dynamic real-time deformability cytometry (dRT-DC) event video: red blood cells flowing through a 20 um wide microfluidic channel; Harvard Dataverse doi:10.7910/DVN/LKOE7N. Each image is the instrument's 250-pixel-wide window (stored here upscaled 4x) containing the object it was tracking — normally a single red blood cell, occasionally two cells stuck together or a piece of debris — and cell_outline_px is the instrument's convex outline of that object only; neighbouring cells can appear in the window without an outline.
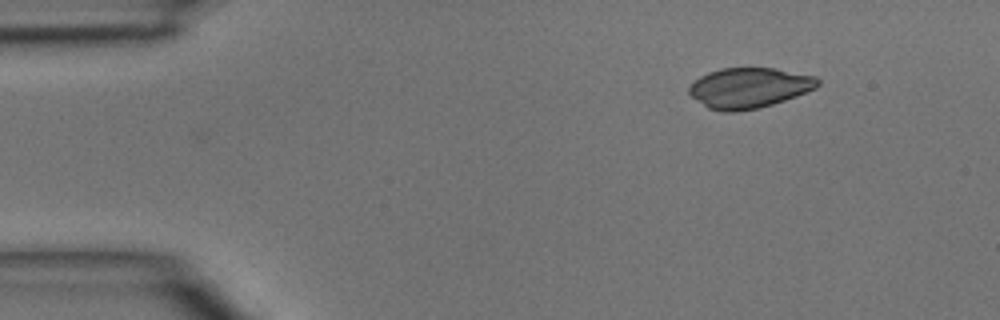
{"species": "common noctule bat (a hibernating species)", "species_latin": "Nyctalus noctula", "temperature_condition": "room temperature", "stored_images_in_passage": 2, "camera_frame_rate_fps": 3000, "um_per_image_px": 0.085, "animal": {"sex": "male", "body_mass_g": 15.6}, "frame": {"image": 1, "passage_image": 1, "time_ms": 0.0, "image_size_px": [1000, 320], "cell_outline_px": [[820, 84], [816, 88], [796, 96], [760, 108], [736, 112], [724, 112], [708, 108], [692, 96], [688, 92], [688, 88], [700, 76], [708, 72], [720, 68], [776, 68], [816, 76], [820, 80]], "centroid_in_image_um": [63.7, 7.46], "position_along_channel_um": 21.3, "area_um2": 30.29}}